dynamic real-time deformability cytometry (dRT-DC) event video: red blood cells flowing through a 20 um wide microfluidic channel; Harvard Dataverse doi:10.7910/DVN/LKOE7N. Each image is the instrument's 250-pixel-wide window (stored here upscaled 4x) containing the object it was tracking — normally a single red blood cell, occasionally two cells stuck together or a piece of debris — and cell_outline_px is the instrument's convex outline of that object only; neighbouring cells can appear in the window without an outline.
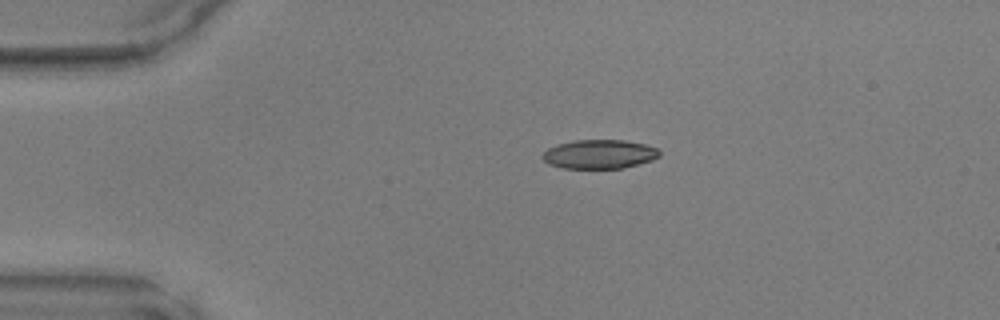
{"species": "common noctule bat (a hibernating species)", "species_latin": "Nyctalus noctula", "temperature_condition": "warm", "stored_images_in_passage": 39, "camera_frame_rate_fps": 3000, "um_per_image_px": 0.085, "animal": {"sex": "male", "body_mass_g": 17.9, "forearm_length_mm": 54.2}, "frame": {"image": 1, "passage_image": 1, "time_ms": 0.0, "image_size_px": [1000, 320], "cell_outline_px": [[660, 156], [652, 160], [620, 168], [564, 168], [548, 164], [540, 156], [548, 148], [556, 144], [572, 140], [624, 140], [644, 144], [656, 148], [660, 152]], "centroid_in_image_um": [50.9, 13.09], "position_along_channel_um": 34.1, "area_um2": 19.71}}
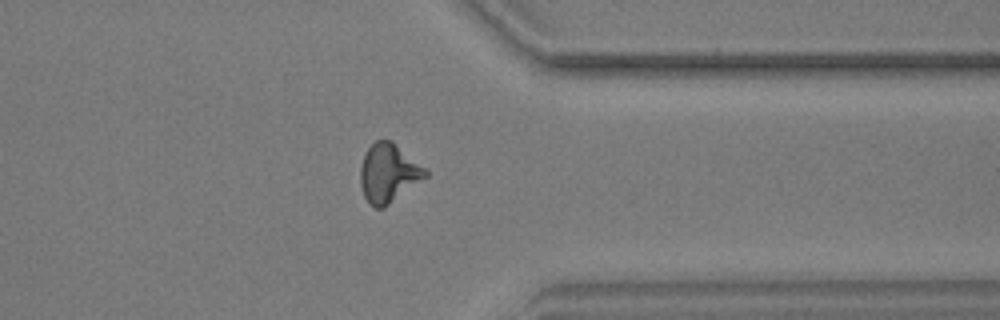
{"frame": {"image": 2, "passage_image": 29, "time_ms": 9.333, "image_size_px": [1000, 320], "cell_outline_px": [[428, 176], [384, 208], [376, 208], [368, 204], [364, 196], [360, 184], [360, 168], [364, 152], [376, 140], [392, 140], [424, 168], [428, 172]], "centroid_in_image_um": [32.99, 14.73], "position_along_channel_um": 378.4, "area_um2": 22.25}}
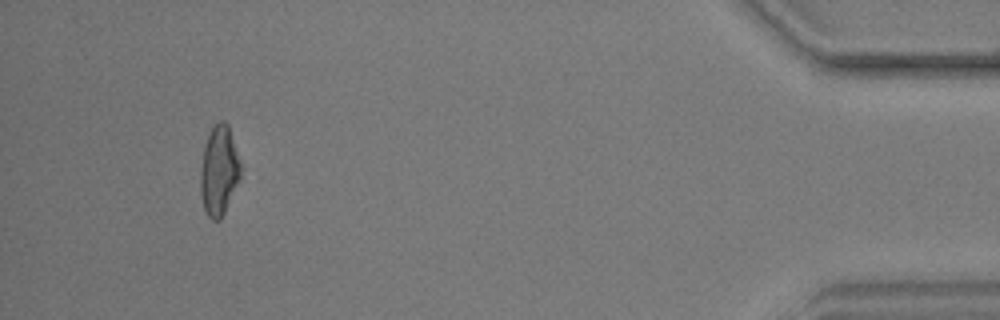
{"frame": {"image": 3, "passage_image": 36, "time_ms": 11.667, "image_size_px": [1000, 320], "cell_outline_px": [[244, 168], [224, 212], [220, 220], [212, 220], [208, 216], [204, 208], [200, 192], [200, 168], [204, 148], [208, 132], [216, 120], [224, 120], [228, 124]], "centroid_in_image_um": [18.63, 14.43], "position_along_channel_um": 416.6, "area_um2": 21.39}}